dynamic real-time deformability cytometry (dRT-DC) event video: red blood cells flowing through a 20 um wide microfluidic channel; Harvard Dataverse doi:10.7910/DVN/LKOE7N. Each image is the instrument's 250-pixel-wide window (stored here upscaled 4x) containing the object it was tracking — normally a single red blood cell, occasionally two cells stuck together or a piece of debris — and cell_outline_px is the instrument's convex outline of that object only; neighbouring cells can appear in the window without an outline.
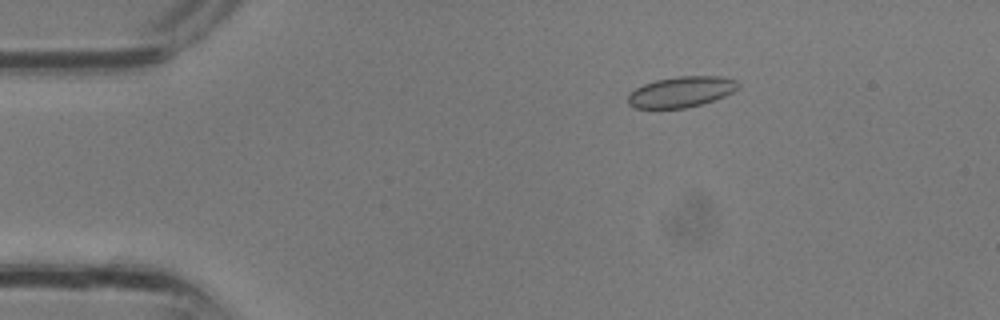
{"species": "common noctule bat (a hibernating species)", "species_latin": "Nyctalus noctula", "temperature_condition": "room temperature", "stored_images_in_passage": 28, "camera_frame_rate_fps": 3000, "um_per_image_px": 0.085, "animal": {"sex": "male", "body_mass_g": 13.3}, "frame": {"image": 1, "passage_image": 1, "time_ms": 0.0, "image_size_px": [1000, 320], "cell_outline_px": [[740, 84], [732, 92], [724, 96], [700, 104], [684, 108], [632, 108], [628, 104], [628, 92], [644, 84], [656, 80], [676, 76], [720, 76], [736, 80]], "centroid_in_image_um": [57.86, 7.8], "position_along_channel_um": 27.1, "area_um2": 19.65}}
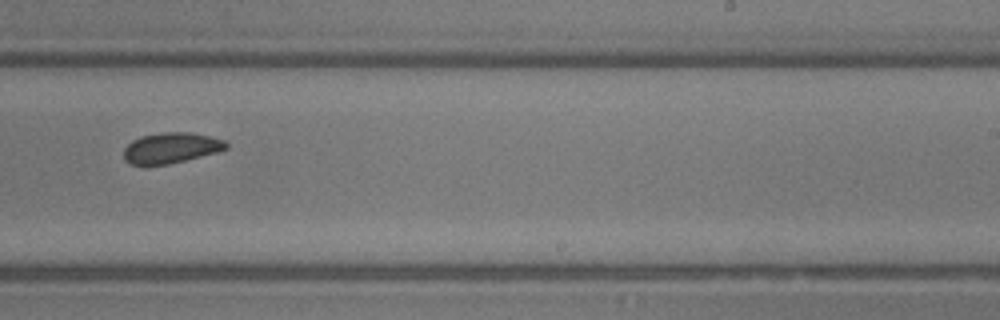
{"frame": {"image": 2, "passage_image": 16, "time_ms": 5.0, "image_size_px": [1000, 320], "cell_outline_px": [[228, 148], [216, 152], [168, 164], [132, 164], [124, 160], [124, 148], [132, 140], [140, 136], [164, 132], [192, 132], [224, 140], [228, 144]], "centroid_in_image_um": [14.53, 12.55], "position_along_channel_um": 274.5, "area_um2": 18.03}}
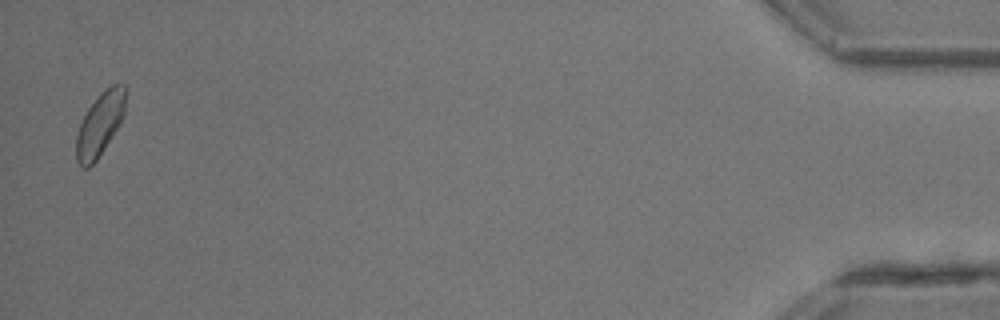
{"frame": {"image": 3, "passage_image": 28, "time_ms": 9.0, "image_size_px": [1000, 320], "cell_outline_px": [[128, 88], [124, 116], [120, 124], [96, 160], [88, 168], [84, 168], [76, 160], [76, 136], [80, 124], [88, 108], [100, 92], [104, 88], [112, 84], [124, 84]], "centroid_in_image_um": [8.53, 10.49], "position_along_channel_um": 426.7, "area_um2": 18.38}}